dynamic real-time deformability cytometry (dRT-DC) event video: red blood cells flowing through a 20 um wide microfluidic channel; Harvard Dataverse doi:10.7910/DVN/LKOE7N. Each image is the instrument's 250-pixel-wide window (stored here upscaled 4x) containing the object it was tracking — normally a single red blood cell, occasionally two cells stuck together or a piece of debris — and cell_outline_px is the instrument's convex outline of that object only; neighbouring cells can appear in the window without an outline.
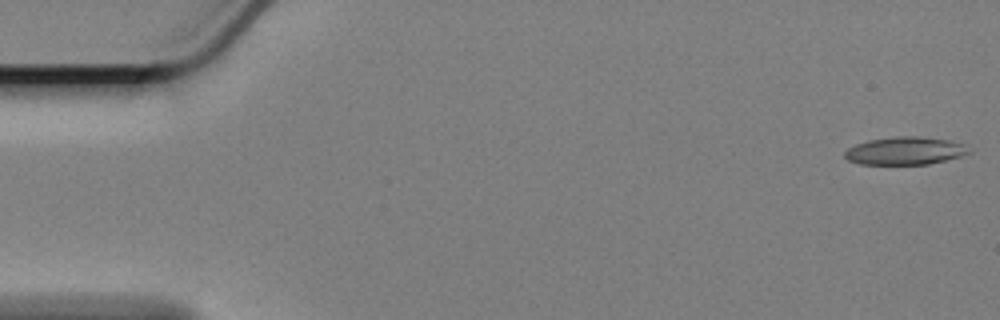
{"species": "Egyptian fruit bat (a non-hibernating species)", "species_latin": "Rousettus aegyptiacus", "temperature_condition": "cold", "stored_images_in_passage": 60, "segment_of_instrument_passage": [1, 2], "camera_frame_rate_fps": 3000, "um_per_image_px": 0.085, "animal": {"sex": "female"}, "frame": {"image": 1, "passage_image": 1, "time_ms": 0.0, "image_size_px": [1000, 320], "cell_outline_px": [[972, 152], [960, 156], [928, 164], [860, 164], [848, 160], [844, 156], [844, 152], [848, 148], [856, 144], [868, 140], [892, 136], [920, 136], [948, 140], [964, 144]], "centroid_in_image_um": [76.91, 12.81], "position_along_channel_um": 8.1, "area_um2": 20.11}}
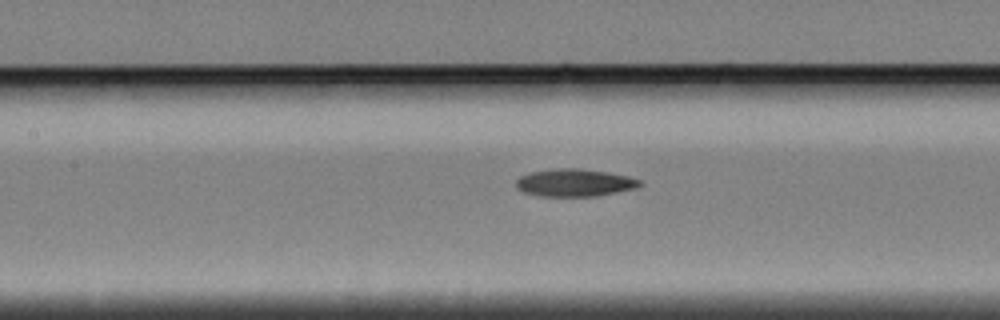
{"frame": {"image": 2, "passage_image": 26, "time_ms": 8.333, "image_size_px": [1000, 320], "cell_outline_px": [[644, 184], [636, 188], [596, 196], [540, 196], [524, 192], [516, 188], [516, 180], [520, 176], [532, 172], [556, 168], [580, 168], [608, 172], [628, 176], [640, 180]], "centroid_in_image_um": [48.85, 15.52], "position_along_channel_um": 158.5, "area_um2": 19.88}}
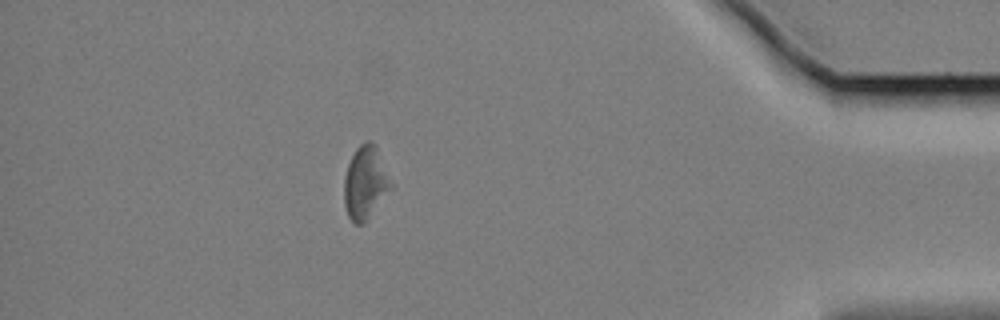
{"frame": {"image": 3, "passage_image": 52, "time_ms": 17.0, "image_size_px": [1000, 320], "cell_outline_px": [[392, 188], [368, 220], [364, 224], [356, 224], [348, 216], [344, 204], [344, 176], [348, 164], [356, 148], [360, 144], [368, 140], [376, 144], [392, 184]], "centroid_in_image_um": [31.05, 15.54], "position_along_channel_um": 404.1, "area_um2": 20.0}}